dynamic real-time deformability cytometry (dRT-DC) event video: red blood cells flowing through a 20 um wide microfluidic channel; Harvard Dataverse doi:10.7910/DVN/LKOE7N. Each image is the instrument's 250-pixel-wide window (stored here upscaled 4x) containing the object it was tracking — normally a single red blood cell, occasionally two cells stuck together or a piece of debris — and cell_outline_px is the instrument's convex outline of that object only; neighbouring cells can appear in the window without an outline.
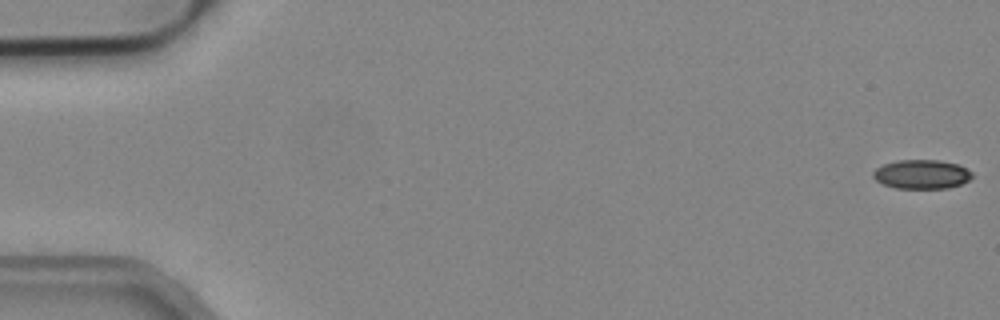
{"species": "common noctule bat (a hibernating species)", "species_latin": "Nyctalus noctula", "temperature_condition": "cold", "stored_images_in_passage": 53, "camera_frame_rate_fps": 3000, "um_per_image_px": 0.085, "animal": {"sex": "male", "body_mass_g": 19.2, "forearm_length_mm": 51.8}, "frame": {"image": 1, "passage_image": 1, "time_ms": 0.0, "image_size_px": [1000, 320], "cell_outline_px": [[972, 176], [968, 180], [960, 184], [948, 188], [896, 188], [884, 184], [876, 180], [872, 176], [872, 172], [876, 168], [884, 164], [896, 160], [940, 160], [960, 164], [972, 172]], "centroid_in_image_um": [78.34, 14.8], "position_along_channel_um": 6.7, "area_um2": 16.82}}
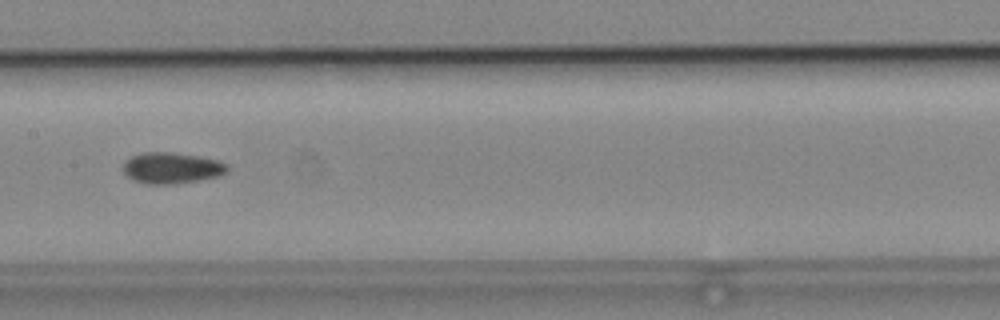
{"frame": {"image": 2, "passage_image": 27, "time_ms": 8.667, "image_size_px": [1000, 320], "cell_outline_px": [[228, 168], [220, 176], [172, 184], [148, 184], [136, 180], [128, 176], [124, 172], [124, 160], [132, 156], [144, 152], [172, 152], [196, 156], [216, 160], [228, 164]], "centroid_in_image_um": [14.58, 14.27], "position_along_channel_um": 192.8, "area_um2": 18.55}}
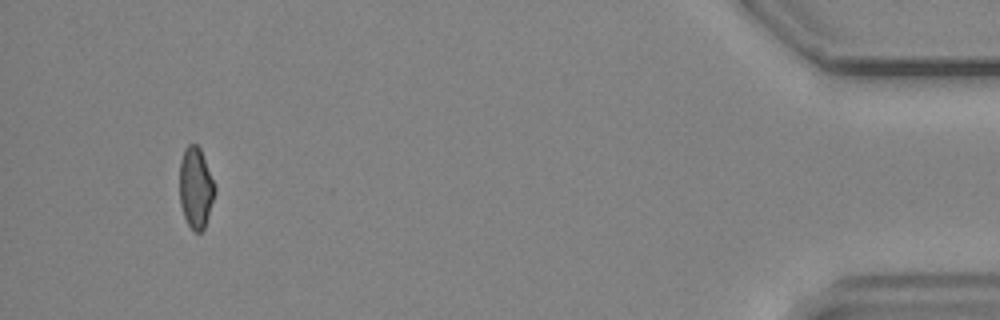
{"frame": {"image": 3, "passage_image": 50, "time_ms": 16.333, "image_size_px": [1000, 320], "cell_outline_px": [[216, 192], [204, 228], [200, 232], [196, 232], [188, 224], [184, 216], [180, 204], [180, 160], [184, 148], [188, 144], [196, 144], [200, 148], [216, 188]], "centroid_in_image_um": [16.63, 15.94], "position_along_channel_um": 418.6, "area_um2": 16.53}}